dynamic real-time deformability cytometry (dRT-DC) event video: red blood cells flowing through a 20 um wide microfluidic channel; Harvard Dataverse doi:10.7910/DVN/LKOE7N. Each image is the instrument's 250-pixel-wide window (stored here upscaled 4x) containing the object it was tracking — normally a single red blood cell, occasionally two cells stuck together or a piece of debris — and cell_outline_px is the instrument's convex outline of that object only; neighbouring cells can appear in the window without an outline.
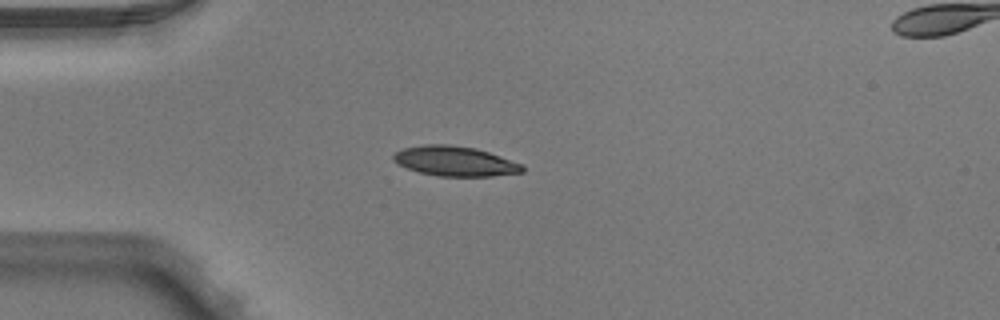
{"species": "Egyptian fruit bat (a non-hibernating species)", "species_latin": "Rousettus aegyptiacus", "temperature_condition": "warm", "stored_images_in_passage": 3, "segment_of_instrument_passage": [1, 2], "camera_frame_rate_fps": 3000, "um_per_image_px": 0.085, "animal": {"sex": "male"}, "frame": {"image": 1, "passage_image": 2, "time_ms": 0.333, "image_size_px": [1000, 320], "cell_outline_px": [[524, 172], [492, 176], [440, 176], [420, 172], [408, 168], [392, 160], [392, 156], [396, 152], [404, 148], [424, 144], [448, 144], [476, 148], [524, 164]], "centroid_in_image_um": [38.7, 13.69], "position_along_channel_um": 46.3, "area_um2": 22.37}}